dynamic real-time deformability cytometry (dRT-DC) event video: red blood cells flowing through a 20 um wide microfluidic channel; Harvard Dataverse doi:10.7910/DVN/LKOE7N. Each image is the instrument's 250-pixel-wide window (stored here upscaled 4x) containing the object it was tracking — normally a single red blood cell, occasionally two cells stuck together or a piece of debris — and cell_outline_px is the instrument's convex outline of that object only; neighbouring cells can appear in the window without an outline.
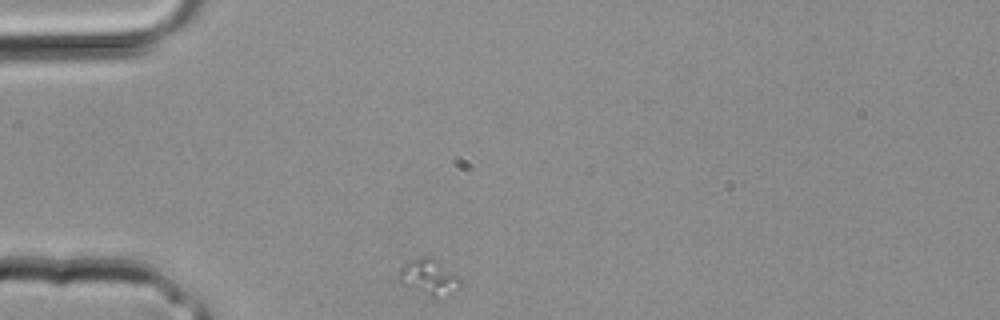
{"species": "common noctule bat (a hibernating species)", "species_latin": "Nyctalus noctula", "temperature_condition": "room temperature", "stored_images_in_passage": 20, "camera_frame_rate_fps": 3000, "um_per_image_px": 0.085, "animal": {"sex": "male", "body_mass_g": 20.4}, "frame": {"image": 1, "passage_image": 1, "time_ms": 0.0, "image_size_px": [1000, 320], "cell_outline_px": [[464, 284], [460, 288], [436, 300], [432, 300], [400, 284], [396, 280], [396, 272], [408, 260], [420, 256], [428, 256], [436, 260], [460, 276], [464, 280]], "centroid_in_image_um": [36.44, 23.61], "position_along_channel_um": 48.6, "area_um2": 13.93}}